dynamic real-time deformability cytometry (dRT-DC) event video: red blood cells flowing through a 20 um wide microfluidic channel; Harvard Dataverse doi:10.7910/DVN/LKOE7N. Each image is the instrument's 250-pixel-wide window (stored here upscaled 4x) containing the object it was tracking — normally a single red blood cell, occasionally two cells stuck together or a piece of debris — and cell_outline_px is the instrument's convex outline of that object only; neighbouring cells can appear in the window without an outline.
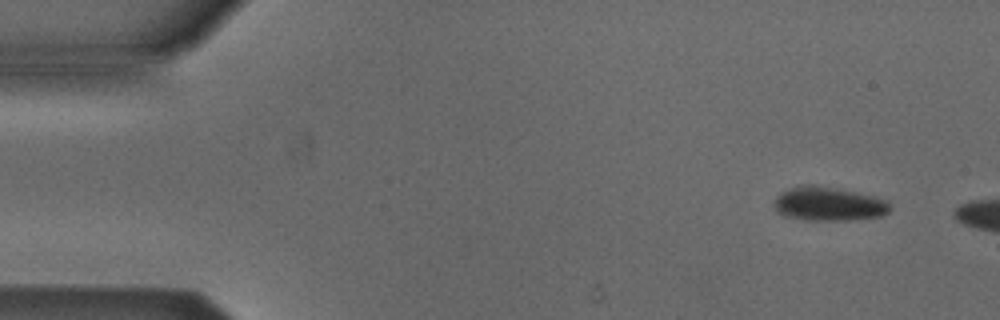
{"species": "Egyptian fruit bat (a non-hibernating species)", "species_latin": "Rousettus aegyptiacus", "temperature_condition": "cold", "stored_images_in_passage": 3, "camera_frame_rate_fps": 3000, "um_per_image_px": 0.085, "animal": {"sex": "male"}, "frame": {"image": 1, "passage_image": 1, "time_ms": 0.0, "image_size_px": [1000, 320], "cell_outline_px": [[892, 208], [884, 216], [848, 220], [812, 220], [784, 216], [772, 204], [772, 200], [780, 192], [788, 188], [812, 184], [836, 188], [856, 192], [888, 200]], "centroid_in_image_um": [70.44, 17.33], "position_along_channel_um": 14.6, "area_um2": 23.0}}